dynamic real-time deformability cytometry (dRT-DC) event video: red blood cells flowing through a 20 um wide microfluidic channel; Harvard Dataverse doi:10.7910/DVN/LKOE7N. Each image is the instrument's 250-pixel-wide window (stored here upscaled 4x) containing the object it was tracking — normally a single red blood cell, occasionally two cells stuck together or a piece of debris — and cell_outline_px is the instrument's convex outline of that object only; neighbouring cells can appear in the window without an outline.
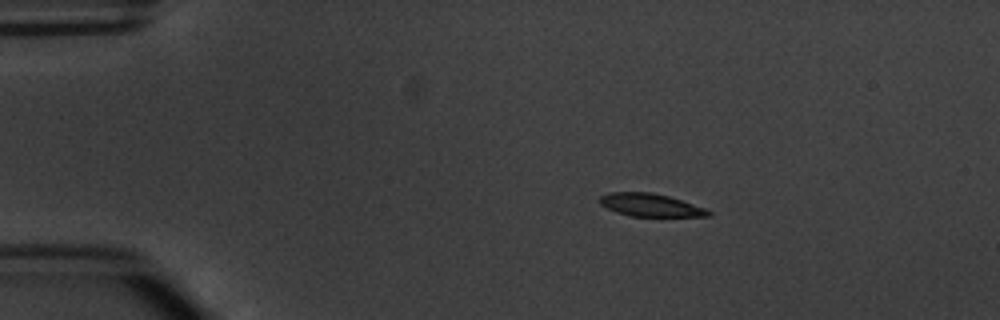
{"species": "common noctule bat (a hibernating species)", "species_latin": "Nyctalus noctula", "temperature_condition": "warm", "stored_images_in_passage": 7, "camera_frame_rate_fps": 3000, "um_per_image_px": 0.085, "animal": {"sex": "male", "body_mass_g": 20.1, "forearm_length_mm": 53.5}, "frame": {"image": 1, "passage_image": 2, "time_ms": 1.0, "image_size_px": [1000, 320], "cell_outline_px": [[712, 216], [632, 216], [616, 212], [600, 204], [596, 200], [600, 196], [608, 192], [652, 192], [668, 196], [704, 208], [712, 212]], "centroid_in_image_um": [55.23, 17.42], "position_along_channel_um": 29.8, "area_um2": 14.39}}
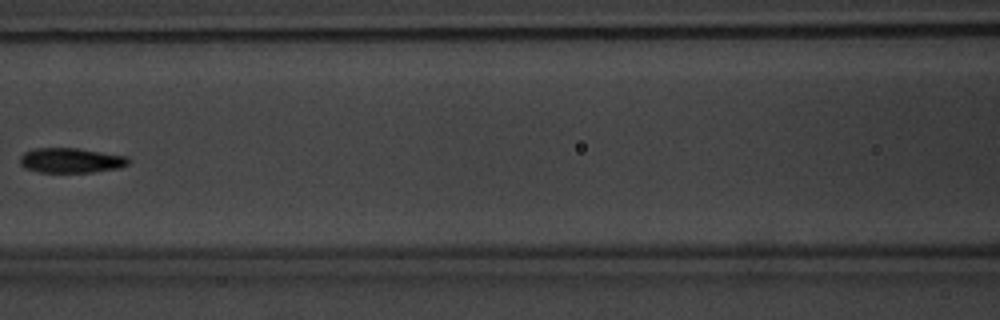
{"frame": {"image": 2, "passage_image": 6, "time_ms": 6.0, "image_size_px": [1000, 320], "cell_outline_px": [[132, 160], [128, 164], [120, 168], [92, 172], [40, 172], [24, 168], [20, 164], [20, 156], [24, 152], [32, 148], [76, 148], [128, 156]], "centroid_in_image_um": [6.04, 13.63], "position_along_channel_um": 160.6, "area_um2": 15.9}}
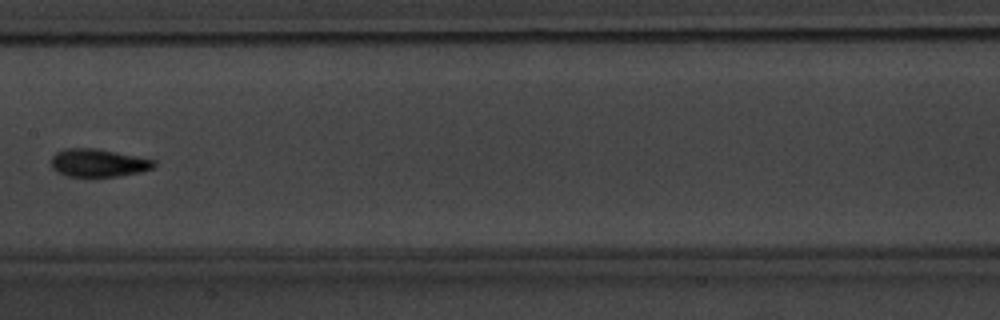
{"frame": {"image": 3, "passage_image": 7, "time_ms": 7.0, "image_size_px": [1000, 320], "cell_outline_px": [[156, 164], [152, 168], [140, 172], [120, 176], [64, 176], [56, 172], [52, 168], [52, 156], [56, 152], [64, 148], [96, 148], [156, 160]], "centroid_in_image_um": [8.33, 13.84], "position_along_channel_um": 199.1, "area_um2": 16.76}}